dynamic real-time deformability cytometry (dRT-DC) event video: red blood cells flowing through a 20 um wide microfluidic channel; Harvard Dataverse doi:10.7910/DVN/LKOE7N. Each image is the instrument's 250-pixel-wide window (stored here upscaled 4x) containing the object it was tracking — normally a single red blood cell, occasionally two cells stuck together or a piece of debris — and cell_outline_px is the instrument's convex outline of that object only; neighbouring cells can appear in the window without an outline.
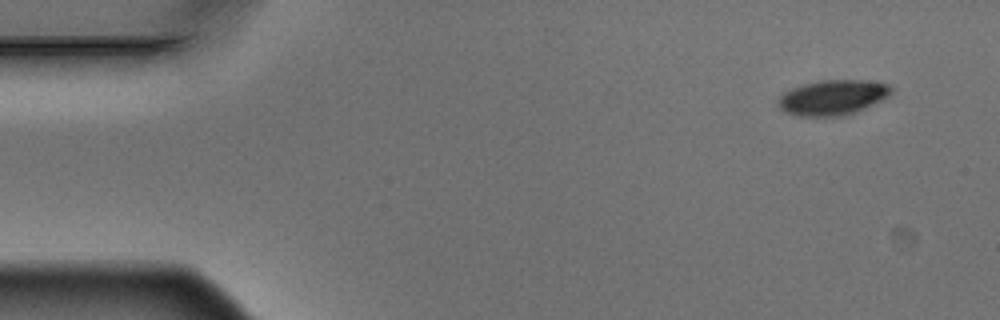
{"species": "Egyptian fruit bat (a non-hibernating species)", "species_latin": "Rousettus aegyptiacus", "temperature_condition": "warm", "stored_images_in_passage": 5, "camera_frame_rate_fps": 3000, "um_per_image_px": 0.085, "animal": {"sex": "male"}, "frame": {"image": 1, "passage_image": 1, "time_ms": 0.0, "image_size_px": [1000, 320], "cell_outline_px": [[892, 92], [888, 96], [864, 108], [844, 116], [796, 116], [784, 112], [780, 108], [780, 96], [784, 92], [792, 88], [804, 84], [824, 80], [880, 80], [892, 84]], "centroid_in_image_um": [70.83, 8.27], "position_along_channel_um": 14.2, "area_um2": 23.18}}
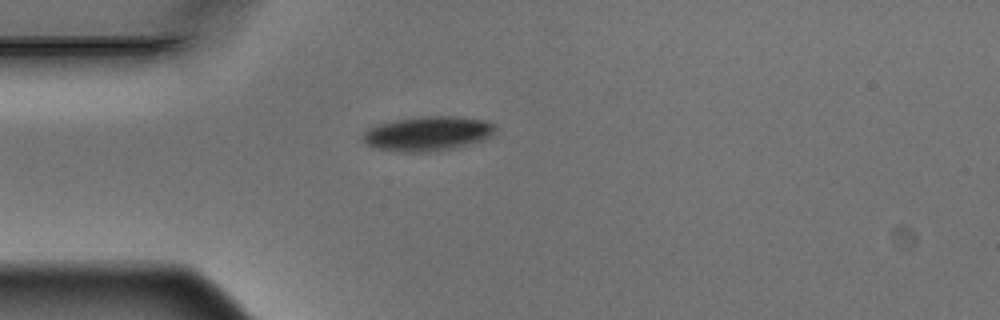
{"frame": {"image": 2, "passage_image": 4, "time_ms": 1.0, "image_size_px": [1000, 320], "cell_outline_px": [[496, 128], [492, 136], [484, 140], [460, 148], [432, 152], [400, 152], [372, 148], [364, 144], [360, 136], [368, 128], [380, 124], [396, 120], [420, 116], [456, 116], [484, 120], [492, 124]], "centroid_in_image_um": [36.34, 11.38], "position_along_channel_um": 48.7, "area_um2": 27.22}}